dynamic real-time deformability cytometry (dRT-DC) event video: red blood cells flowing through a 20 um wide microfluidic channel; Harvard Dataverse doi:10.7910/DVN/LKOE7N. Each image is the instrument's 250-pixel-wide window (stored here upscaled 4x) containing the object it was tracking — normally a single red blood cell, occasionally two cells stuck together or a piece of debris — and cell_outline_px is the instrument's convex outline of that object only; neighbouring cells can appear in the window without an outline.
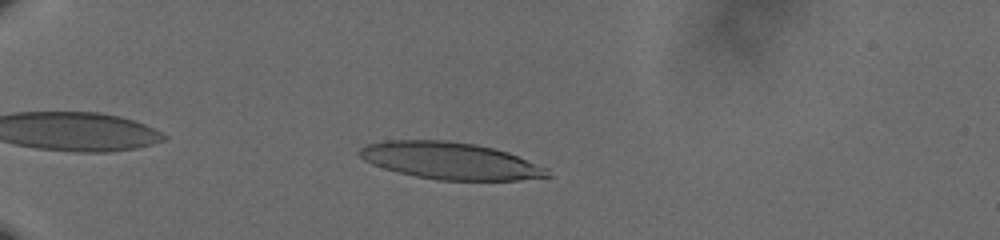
{"species": "human", "species_latin": "Homo sapiens", "temperature_condition": "cold", "stored_images_in_passage": 39, "camera_frame_rate_fps": 3000, "um_per_image_px": 0.085, "donor": {"sex": "male"}, "frame": {"image": 1, "passage_image": 3, "time_ms": 0.667, "image_size_px": [1000, 240], "cell_outline_px": [[552, 176], [520, 180], [440, 180], [416, 176], [396, 172], [372, 164], [364, 160], [356, 152], [360, 148], [368, 144], [388, 140], [448, 140], [476, 144], [508, 152], [548, 168]], "centroid_in_image_um": [38.28, 13.66], "position_along_channel_um": 46.7, "area_um2": 40.58}}
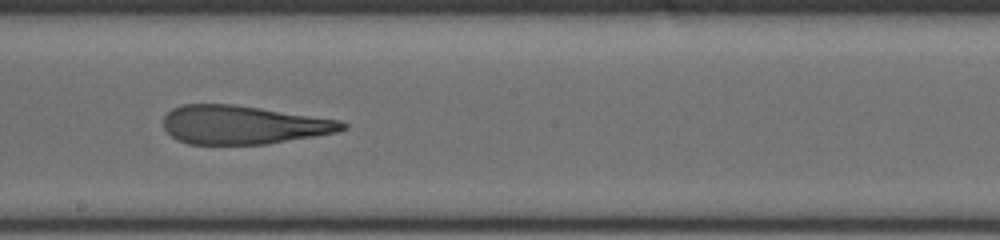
{"frame": {"image": 2, "passage_image": 22, "time_ms": 7.0, "image_size_px": [1000, 240], "cell_outline_px": [[348, 128], [336, 132], [268, 144], [188, 144], [176, 140], [164, 128], [164, 116], [172, 108], [184, 104], [232, 104], [260, 108], [340, 120], [348, 124]], "centroid_in_image_um": [20.66, 10.61], "position_along_channel_um": 227.5, "area_um2": 40.11}}
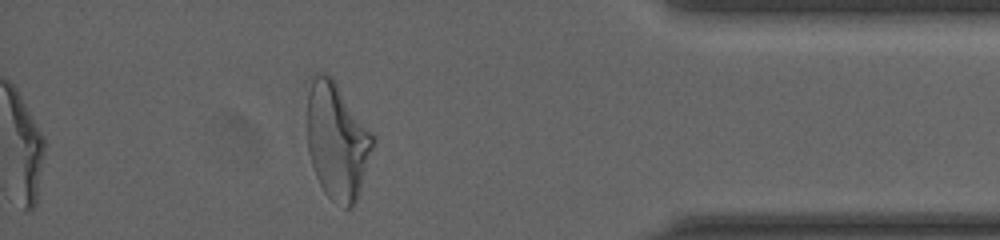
{"frame": {"image": 3, "passage_image": 39, "time_ms": 12.667, "image_size_px": [1000, 240], "cell_outline_px": [[376, 140], [356, 204], [352, 208], [344, 208], [332, 200], [324, 192], [316, 176], [308, 152], [308, 92], [312, 76], [316, 72], [320, 72], [332, 76], [376, 136]], "centroid_in_image_um": [28.68, 11.98], "position_along_channel_um": 406.5, "area_um2": 45.2}, "authors_computed_cell_mechanics": {"area_um2": 41.905, "velocity_mm_per_s": 3.6319, "shape_relaxation_time_tau1_ms": 10.5105, "shape_relaxation_time_tau2_ms": 2.1418, "deformation_change_tau1": 0.3173, "deformation_change_tau2": 0.1377}}